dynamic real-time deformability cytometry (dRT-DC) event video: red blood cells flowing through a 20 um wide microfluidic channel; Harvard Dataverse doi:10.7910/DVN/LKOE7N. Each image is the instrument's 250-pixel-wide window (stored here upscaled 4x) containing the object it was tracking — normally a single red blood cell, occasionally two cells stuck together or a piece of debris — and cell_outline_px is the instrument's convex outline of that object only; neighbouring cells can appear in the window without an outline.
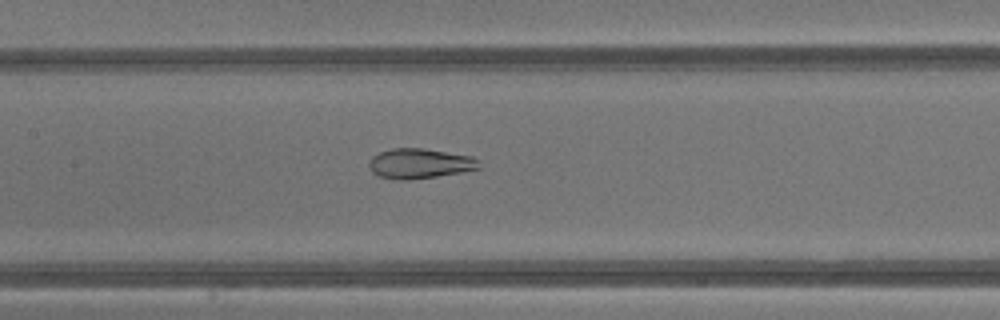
{"species": "common noctule bat (a hibernating species)", "species_latin": "Nyctalus noctula", "temperature_condition": "warm", "stored_images_in_passage": 43, "camera_frame_rate_fps": 3000, "um_per_image_px": 0.085, "animal": {"sex": "male", "body_mass_g": 13.3}, "frame": {"image": 1, "passage_image": 21, "time_ms": 6.667, "image_size_px": [1000, 320], "cell_outline_px": [[480, 168], [460, 172], [436, 176], [400, 180], [396, 180], [380, 176], [372, 172], [368, 164], [372, 156], [380, 152], [392, 148], [424, 148], [472, 156], [476, 160]], "centroid_in_image_um": [35.63, 13.88], "position_along_channel_um": 171.8, "area_um2": 18.96}}
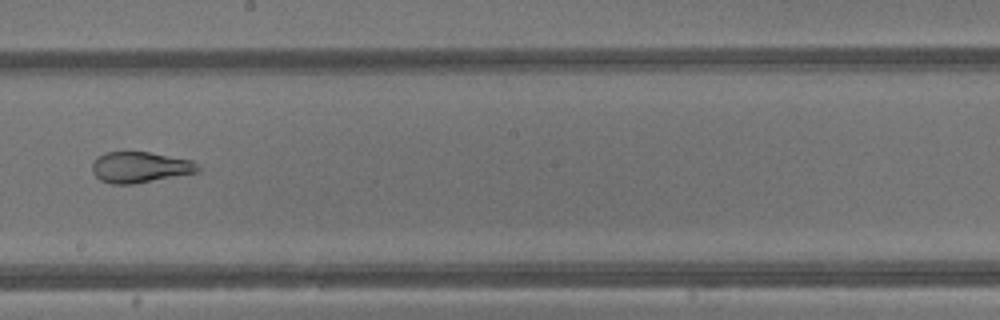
{"frame": {"image": 2, "passage_image": 25, "time_ms": 8.0, "image_size_px": [1000, 320], "cell_outline_px": [[200, 172], [132, 184], [112, 184], [100, 180], [92, 172], [92, 164], [96, 156], [104, 152], [148, 152], [192, 160], [200, 168]], "centroid_in_image_um": [11.88, 14.21], "position_along_channel_um": 236.3, "area_um2": 19.07}}
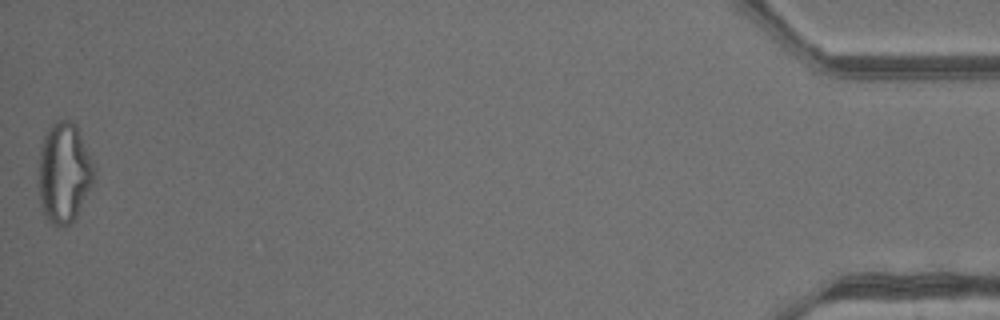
{"frame": {"image": 3, "passage_image": 43, "time_ms": 14.0, "image_size_px": [1000, 320], "cell_outline_px": [[96, 172], [76, 216], [68, 224], [52, 224], [44, 216], [40, 204], [40, 144], [44, 136], [52, 124], [56, 120], [72, 120], [76, 124], [96, 164]], "centroid_in_image_um": [5.47, 14.61], "position_along_channel_um": 429.7, "area_um2": 32.14}, "authors_computed_cell_mechanics": {"area_um2": 27.0504, "velocity_mm_per_s": 4.8763, "shape_relaxation_time_tau1_ms": null, "shape_relaxation_time_tau2_ms": 0.8845, "deformation_change_tau1": null, "deformation_change_tau2": 0.0851}}